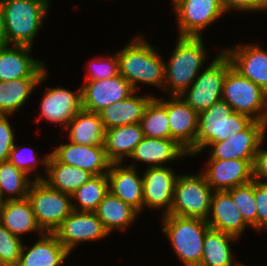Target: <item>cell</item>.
Wrapping results in <instances>:
<instances>
[{"label": "cell", "mask_w": 267, "mask_h": 266, "mask_svg": "<svg viewBox=\"0 0 267 266\" xmlns=\"http://www.w3.org/2000/svg\"><path fill=\"white\" fill-rule=\"evenodd\" d=\"M119 74L123 76L137 92V83L142 82L164 90L165 62L152 45L141 36L134 38L117 53Z\"/></svg>", "instance_id": "obj_1"}, {"label": "cell", "mask_w": 267, "mask_h": 266, "mask_svg": "<svg viewBox=\"0 0 267 266\" xmlns=\"http://www.w3.org/2000/svg\"><path fill=\"white\" fill-rule=\"evenodd\" d=\"M177 40L169 64L165 63L164 89L171 96H180L190 87L206 58L202 37H179Z\"/></svg>", "instance_id": "obj_2"}, {"label": "cell", "mask_w": 267, "mask_h": 266, "mask_svg": "<svg viewBox=\"0 0 267 266\" xmlns=\"http://www.w3.org/2000/svg\"><path fill=\"white\" fill-rule=\"evenodd\" d=\"M9 45L32 47L49 0H0Z\"/></svg>", "instance_id": "obj_3"}, {"label": "cell", "mask_w": 267, "mask_h": 266, "mask_svg": "<svg viewBox=\"0 0 267 266\" xmlns=\"http://www.w3.org/2000/svg\"><path fill=\"white\" fill-rule=\"evenodd\" d=\"M165 233L181 262L185 266H199L203 255V243L210 227L201 218L162 215Z\"/></svg>", "instance_id": "obj_4"}, {"label": "cell", "mask_w": 267, "mask_h": 266, "mask_svg": "<svg viewBox=\"0 0 267 266\" xmlns=\"http://www.w3.org/2000/svg\"><path fill=\"white\" fill-rule=\"evenodd\" d=\"M253 119L233 112L231 106L220 100L199 114L196 136V154L205 150L211 143L221 142L244 130Z\"/></svg>", "instance_id": "obj_5"}, {"label": "cell", "mask_w": 267, "mask_h": 266, "mask_svg": "<svg viewBox=\"0 0 267 266\" xmlns=\"http://www.w3.org/2000/svg\"><path fill=\"white\" fill-rule=\"evenodd\" d=\"M222 100L231 106L233 112L267 124V93L242 76L231 64L224 77Z\"/></svg>", "instance_id": "obj_6"}, {"label": "cell", "mask_w": 267, "mask_h": 266, "mask_svg": "<svg viewBox=\"0 0 267 266\" xmlns=\"http://www.w3.org/2000/svg\"><path fill=\"white\" fill-rule=\"evenodd\" d=\"M27 198L38 225L46 233H54L73 211L71 195L49 187L43 180L32 182Z\"/></svg>", "instance_id": "obj_7"}, {"label": "cell", "mask_w": 267, "mask_h": 266, "mask_svg": "<svg viewBox=\"0 0 267 266\" xmlns=\"http://www.w3.org/2000/svg\"><path fill=\"white\" fill-rule=\"evenodd\" d=\"M213 192L203 173L178 175L174 186L173 204L168 214L206 220L209 217Z\"/></svg>", "instance_id": "obj_8"}, {"label": "cell", "mask_w": 267, "mask_h": 266, "mask_svg": "<svg viewBox=\"0 0 267 266\" xmlns=\"http://www.w3.org/2000/svg\"><path fill=\"white\" fill-rule=\"evenodd\" d=\"M219 53L209 66L197 75L180 97L198 114L222 99L224 77L231 64L228 56ZM186 95V96H185Z\"/></svg>", "instance_id": "obj_9"}, {"label": "cell", "mask_w": 267, "mask_h": 266, "mask_svg": "<svg viewBox=\"0 0 267 266\" xmlns=\"http://www.w3.org/2000/svg\"><path fill=\"white\" fill-rule=\"evenodd\" d=\"M179 37H202L201 30L224 15L220 0H172Z\"/></svg>", "instance_id": "obj_10"}, {"label": "cell", "mask_w": 267, "mask_h": 266, "mask_svg": "<svg viewBox=\"0 0 267 266\" xmlns=\"http://www.w3.org/2000/svg\"><path fill=\"white\" fill-rule=\"evenodd\" d=\"M267 124L253 120L244 130L224 141L211 143L209 159L254 160L261 141L265 138Z\"/></svg>", "instance_id": "obj_11"}, {"label": "cell", "mask_w": 267, "mask_h": 266, "mask_svg": "<svg viewBox=\"0 0 267 266\" xmlns=\"http://www.w3.org/2000/svg\"><path fill=\"white\" fill-rule=\"evenodd\" d=\"M54 234L69 253L80 242L99 240L109 235L95 212L76 210L65 218Z\"/></svg>", "instance_id": "obj_12"}, {"label": "cell", "mask_w": 267, "mask_h": 266, "mask_svg": "<svg viewBox=\"0 0 267 266\" xmlns=\"http://www.w3.org/2000/svg\"><path fill=\"white\" fill-rule=\"evenodd\" d=\"M82 88V108L99 113L135 92L132 85L120 74L108 79L85 81Z\"/></svg>", "instance_id": "obj_13"}, {"label": "cell", "mask_w": 267, "mask_h": 266, "mask_svg": "<svg viewBox=\"0 0 267 266\" xmlns=\"http://www.w3.org/2000/svg\"><path fill=\"white\" fill-rule=\"evenodd\" d=\"M51 154L61 163L78 167L94 175H104L109 171L111 161L104 145H81L64 143Z\"/></svg>", "instance_id": "obj_14"}, {"label": "cell", "mask_w": 267, "mask_h": 266, "mask_svg": "<svg viewBox=\"0 0 267 266\" xmlns=\"http://www.w3.org/2000/svg\"><path fill=\"white\" fill-rule=\"evenodd\" d=\"M171 97L167 101L170 139L177 141L192 156L196 154L199 114L180 96Z\"/></svg>", "instance_id": "obj_15"}, {"label": "cell", "mask_w": 267, "mask_h": 266, "mask_svg": "<svg viewBox=\"0 0 267 266\" xmlns=\"http://www.w3.org/2000/svg\"><path fill=\"white\" fill-rule=\"evenodd\" d=\"M253 161L209 159L203 175L213 191H227L253 181Z\"/></svg>", "instance_id": "obj_16"}, {"label": "cell", "mask_w": 267, "mask_h": 266, "mask_svg": "<svg viewBox=\"0 0 267 266\" xmlns=\"http://www.w3.org/2000/svg\"><path fill=\"white\" fill-rule=\"evenodd\" d=\"M143 179V209H164L166 215L170 212L173 204L174 186L177 176L170 168L149 167L144 172Z\"/></svg>", "instance_id": "obj_17"}, {"label": "cell", "mask_w": 267, "mask_h": 266, "mask_svg": "<svg viewBox=\"0 0 267 266\" xmlns=\"http://www.w3.org/2000/svg\"><path fill=\"white\" fill-rule=\"evenodd\" d=\"M40 106V118L51 123L62 124L67 128L69 122L82 109V88L72 92L66 88H45Z\"/></svg>", "instance_id": "obj_18"}, {"label": "cell", "mask_w": 267, "mask_h": 266, "mask_svg": "<svg viewBox=\"0 0 267 266\" xmlns=\"http://www.w3.org/2000/svg\"><path fill=\"white\" fill-rule=\"evenodd\" d=\"M10 46L0 47V81L42 76L46 70L45 64L30 56L32 47Z\"/></svg>", "instance_id": "obj_19"}, {"label": "cell", "mask_w": 267, "mask_h": 266, "mask_svg": "<svg viewBox=\"0 0 267 266\" xmlns=\"http://www.w3.org/2000/svg\"><path fill=\"white\" fill-rule=\"evenodd\" d=\"M231 66L267 93V51L254 45L226 49Z\"/></svg>", "instance_id": "obj_20"}, {"label": "cell", "mask_w": 267, "mask_h": 266, "mask_svg": "<svg viewBox=\"0 0 267 266\" xmlns=\"http://www.w3.org/2000/svg\"><path fill=\"white\" fill-rule=\"evenodd\" d=\"M111 163L107 172L109 192L122 201L132 205L139 212L143 209V179L138 175L136 166H122Z\"/></svg>", "instance_id": "obj_21"}, {"label": "cell", "mask_w": 267, "mask_h": 266, "mask_svg": "<svg viewBox=\"0 0 267 266\" xmlns=\"http://www.w3.org/2000/svg\"><path fill=\"white\" fill-rule=\"evenodd\" d=\"M212 214V216H211ZM206 222L210 228L233 235L241 236L247 227L241 212L227 191H214L211 197L210 213Z\"/></svg>", "instance_id": "obj_22"}, {"label": "cell", "mask_w": 267, "mask_h": 266, "mask_svg": "<svg viewBox=\"0 0 267 266\" xmlns=\"http://www.w3.org/2000/svg\"><path fill=\"white\" fill-rule=\"evenodd\" d=\"M69 254L54 233L45 232L29 250L22 246L17 266H61Z\"/></svg>", "instance_id": "obj_23"}, {"label": "cell", "mask_w": 267, "mask_h": 266, "mask_svg": "<svg viewBox=\"0 0 267 266\" xmlns=\"http://www.w3.org/2000/svg\"><path fill=\"white\" fill-rule=\"evenodd\" d=\"M186 155H189L188 151L173 139L144 137L130 157L148 163L149 167H162L164 163Z\"/></svg>", "instance_id": "obj_24"}, {"label": "cell", "mask_w": 267, "mask_h": 266, "mask_svg": "<svg viewBox=\"0 0 267 266\" xmlns=\"http://www.w3.org/2000/svg\"><path fill=\"white\" fill-rule=\"evenodd\" d=\"M0 223L19 237L30 231H37L40 236L45 233L36 221L28 198L1 201Z\"/></svg>", "instance_id": "obj_25"}, {"label": "cell", "mask_w": 267, "mask_h": 266, "mask_svg": "<svg viewBox=\"0 0 267 266\" xmlns=\"http://www.w3.org/2000/svg\"><path fill=\"white\" fill-rule=\"evenodd\" d=\"M136 91L126 99L107 106L99 112L105 130L140 123L149 101L154 97H139Z\"/></svg>", "instance_id": "obj_26"}, {"label": "cell", "mask_w": 267, "mask_h": 266, "mask_svg": "<svg viewBox=\"0 0 267 266\" xmlns=\"http://www.w3.org/2000/svg\"><path fill=\"white\" fill-rule=\"evenodd\" d=\"M46 173V178L38 174L34 180H43L49 187L69 195L93 176L83 169L59 162L51 153Z\"/></svg>", "instance_id": "obj_27"}, {"label": "cell", "mask_w": 267, "mask_h": 266, "mask_svg": "<svg viewBox=\"0 0 267 266\" xmlns=\"http://www.w3.org/2000/svg\"><path fill=\"white\" fill-rule=\"evenodd\" d=\"M143 138L144 133L140 123L106 130L104 146L108 159L112 163L123 162V157H130Z\"/></svg>", "instance_id": "obj_28"}, {"label": "cell", "mask_w": 267, "mask_h": 266, "mask_svg": "<svg viewBox=\"0 0 267 266\" xmlns=\"http://www.w3.org/2000/svg\"><path fill=\"white\" fill-rule=\"evenodd\" d=\"M71 143L104 145L106 130L100 114L83 108L69 122L67 128Z\"/></svg>", "instance_id": "obj_29"}, {"label": "cell", "mask_w": 267, "mask_h": 266, "mask_svg": "<svg viewBox=\"0 0 267 266\" xmlns=\"http://www.w3.org/2000/svg\"><path fill=\"white\" fill-rule=\"evenodd\" d=\"M45 70L41 77H25L0 81V115H12L27 101L37 85L47 79Z\"/></svg>", "instance_id": "obj_30"}, {"label": "cell", "mask_w": 267, "mask_h": 266, "mask_svg": "<svg viewBox=\"0 0 267 266\" xmlns=\"http://www.w3.org/2000/svg\"><path fill=\"white\" fill-rule=\"evenodd\" d=\"M94 212L108 233L115 229L125 230L139 215L136 208L109 191Z\"/></svg>", "instance_id": "obj_31"}, {"label": "cell", "mask_w": 267, "mask_h": 266, "mask_svg": "<svg viewBox=\"0 0 267 266\" xmlns=\"http://www.w3.org/2000/svg\"><path fill=\"white\" fill-rule=\"evenodd\" d=\"M237 237L222 231L208 228L203 243V255L199 266H233V257L230 242ZM242 266L240 262L234 264Z\"/></svg>", "instance_id": "obj_32"}, {"label": "cell", "mask_w": 267, "mask_h": 266, "mask_svg": "<svg viewBox=\"0 0 267 266\" xmlns=\"http://www.w3.org/2000/svg\"><path fill=\"white\" fill-rule=\"evenodd\" d=\"M32 182L25 172L14 166L9 160L0 162L1 201L27 198ZM5 194H8L6 198Z\"/></svg>", "instance_id": "obj_33"}, {"label": "cell", "mask_w": 267, "mask_h": 266, "mask_svg": "<svg viewBox=\"0 0 267 266\" xmlns=\"http://www.w3.org/2000/svg\"><path fill=\"white\" fill-rule=\"evenodd\" d=\"M140 125L144 137L170 139L167 101L153 97L145 108Z\"/></svg>", "instance_id": "obj_34"}, {"label": "cell", "mask_w": 267, "mask_h": 266, "mask_svg": "<svg viewBox=\"0 0 267 266\" xmlns=\"http://www.w3.org/2000/svg\"><path fill=\"white\" fill-rule=\"evenodd\" d=\"M108 191V178L106 174L92 176L85 184L71 194V198L76 199L80 205L75 206V203L72 204L73 210L94 212Z\"/></svg>", "instance_id": "obj_35"}, {"label": "cell", "mask_w": 267, "mask_h": 266, "mask_svg": "<svg viewBox=\"0 0 267 266\" xmlns=\"http://www.w3.org/2000/svg\"><path fill=\"white\" fill-rule=\"evenodd\" d=\"M227 192L232 196L244 221L248 226L256 229L257 208L254 197V180L247 184L230 188Z\"/></svg>", "instance_id": "obj_36"}, {"label": "cell", "mask_w": 267, "mask_h": 266, "mask_svg": "<svg viewBox=\"0 0 267 266\" xmlns=\"http://www.w3.org/2000/svg\"><path fill=\"white\" fill-rule=\"evenodd\" d=\"M23 243L0 223V266H17Z\"/></svg>", "instance_id": "obj_37"}, {"label": "cell", "mask_w": 267, "mask_h": 266, "mask_svg": "<svg viewBox=\"0 0 267 266\" xmlns=\"http://www.w3.org/2000/svg\"><path fill=\"white\" fill-rule=\"evenodd\" d=\"M108 57L109 58L106 62H103V60L99 58L98 60L91 61L89 63L90 69L88 70L89 73H86L85 81L108 79L119 75V61L117 53Z\"/></svg>", "instance_id": "obj_38"}, {"label": "cell", "mask_w": 267, "mask_h": 266, "mask_svg": "<svg viewBox=\"0 0 267 266\" xmlns=\"http://www.w3.org/2000/svg\"><path fill=\"white\" fill-rule=\"evenodd\" d=\"M15 145L16 144H14V146L12 147V150L10 152V157H9V161L14 166H16L18 169L22 170L23 172H25L27 175H29L34 170V168L36 169L37 163L38 162L40 163V161H41L45 166V171H47V164H48V160L50 157V153L48 155H46L45 157H43V159L39 160V159H36L37 156L35 155L33 149L28 148L27 150H29L28 151L29 155L26 153L27 155L24 156L23 152L24 151L26 152V149L25 148L17 149L18 146H15Z\"/></svg>", "instance_id": "obj_39"}, {"label": "cell", "mask_w": 267, "mask_h": 266, "mask_svg": "<svg viewBox=\"0 0 267 266\" xmlns=\"http://www.w3.org/2000/svg\"><path fill=\"white\" fill-rule=\"evenodd\" d=\"M254 197L256 201V230L267 229V183L254 181Z\"/></svg>", "instance_id": "obj_40"}, {"label": "cell", "mask_w": 267, "mask_h": 266, "mask_svg": "<svg viewBox=\"0 0 267 266\" xmlns=\"http://www.w3.org/2000/svg\"><path fill=\"white\" fill-rule=\"evenodd\" d=\"M9 115H0V162L8 161L14 146V132L8 121Z\"/></svg>", "instance_id": "obj_41"}, {"label": "cell", "mask_w": 267, "mask_h": 266, "mask_svg": "<svg viewBox=\"0 0 267 266\" xmlns=\"http://www.w3.org/2000/svg\"><path fill=\"white\" fill-rule=\"evenodd\" d=\"M223 11L230 9L240 11L267 10V0H220Z\"/></svg>", "instance_id": "obj_42"}, {"label": "cell", "mask_w": 267, "mask_h": 266, "mask_svg": "<svg viewBox=\"0 0 267 266\" xmlns=\"http://www.w3.org/2000/svg\"><path fill=\"white\" fill-rule=\"evenodd\" d=\"M263 141L264 138L261 141L252 164L253 180L256 182L267 183L264 181L265 179H267V150L263 148L260 149Z\"/></svg>", "instance_id": "obj_43"}, {"label": "cell", "mask_w": 267, "mask_h": 266, "mask_svg": "<svg viewBox=\"0 0 267 266\" xmlns=\"http://www.w3.org/2000/svg\"><path fill=\"white\" fill-rule=\"evenodd\" d=\"M7 45H9V43L7 39L6 29H5L3 11L0 5V47H4Z\"/></svg>", "instance_id": "obj_44"}]
</instances>
